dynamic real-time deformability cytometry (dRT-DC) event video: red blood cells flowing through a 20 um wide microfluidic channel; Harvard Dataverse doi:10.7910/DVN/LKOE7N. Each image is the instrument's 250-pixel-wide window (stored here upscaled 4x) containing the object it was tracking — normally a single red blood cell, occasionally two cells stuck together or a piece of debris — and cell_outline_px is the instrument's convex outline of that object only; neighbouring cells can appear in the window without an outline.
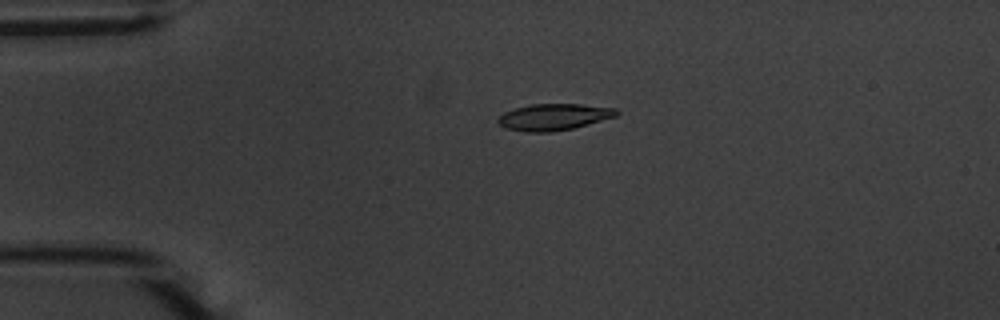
{"species": "common noctule bat (a hibernating species)", "species_latin": "Nyctalus noctula", "temperature_condition": "warm", "stored_images_in_passage": 37, "camera_frame_rate_fps": 3000, "um_per_image_px": 0.085, "animal": {"sex": "male", "body_mass_g": 20.1, "forearm_length_mm": 53.5}, "frame": {"image": 1, "passage_image": 1, "time_ms": 0.0, "image_size_px": [1000, 320], "cell_outline_px": [[620, 112], [616, 116], [588, 124], [572, 128], [552, 132], [524, 132], [504, 128], [496, 120], [504, 112], [516, 108], [532, 104], [580, 104], [616, 108]], "centroid_in_image_um": [47.06, 9.94], "position_along_channel_um": 37.9, "area_um2": 18.26}}
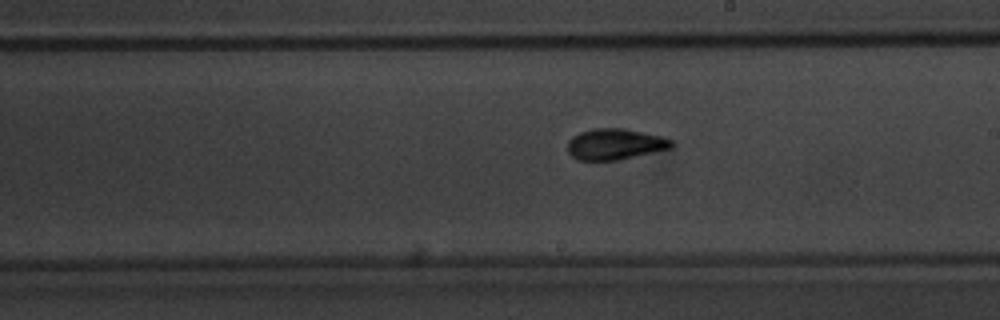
{"frame": {"image": 2, "passage_image": 20, "time_ms": 6.333, "image_size_px": [1000, 320], "cell_outline_px": [[676, 144], [672, 148], [616, 160], [576, 160], [568, 152], [568, 140], [572, 136], [580, 132], [592, 128], [624, 128], [660, 136], [672, 140]], "centroid_in_image_um": [52.26, 12.25], "position_along_channel_um": 236.7, "area_um2": 18.79}}
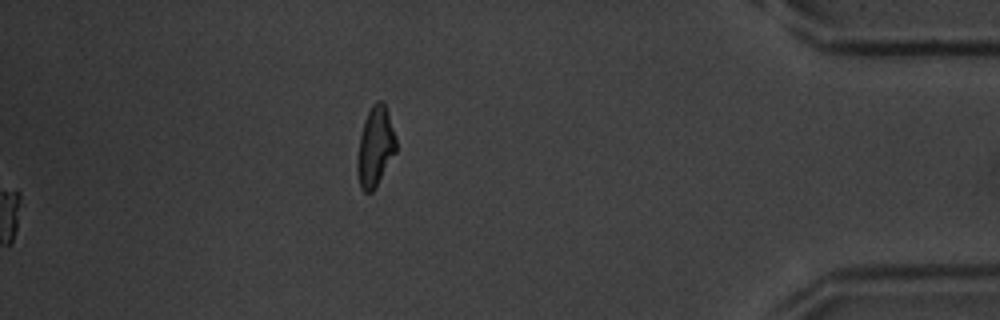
{"frame": {"image": 3, "passage_image": 37, "time_ms": 12.0, "image_size_px": [1000, 320], "cell_outline_px": [[396, 152], [372, 192], [364, 192], [360, 188], [356, 172], [356, 160], [360, 136], [364, 120], [372, 104], [376, 100], [380, 100], [384, 104], [388, 112], [396, 140]], "centroid_in_image_um": [31.87, 12.48], "position_along_channel_um": 403.3, "area_um2": 17.98}, "authors_computed_cell_mechanics": {"area_um2": 18.2648, "velocity_mm_per_s": 3.669, "shape_relaxation_time_tau1_ms": 2.8986, "shape_relaxation_time_tau2_ms": 1.5094, "deformation_change_tau1": 0.1639, "deformation_change_tau2": 0.0638}}